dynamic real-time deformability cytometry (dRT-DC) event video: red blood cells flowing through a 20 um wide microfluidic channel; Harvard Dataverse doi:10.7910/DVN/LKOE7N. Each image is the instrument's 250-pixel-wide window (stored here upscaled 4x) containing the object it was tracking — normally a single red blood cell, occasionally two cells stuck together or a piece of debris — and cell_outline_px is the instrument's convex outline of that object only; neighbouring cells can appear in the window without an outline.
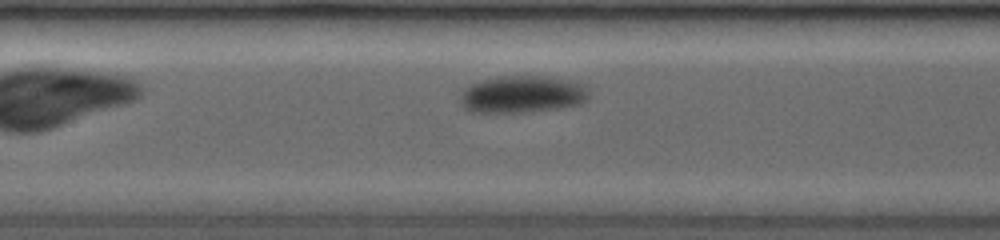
{"species": "common noctule bat (a hibernating species)", "species_latin": "Nyctalus noctula", "temperature_condition": "room temperature", "stored_images_in_passage": 9, "camera_frame_rate_fps": 3500, "um_per_image_px": 0.085, "animal": {"sex": "female", "body_mass_g": 19.0, "forearm_length_mm": 53.3}, "frame": {"image": 1, "passage_image": 8, "time_ms": 3.143, "image_size_px": [1000, 240], "cell_outline_px": [[584, 96], [580, 100], [572, 104], [552, 108], [520, 112], [480, 112], [464, 108], [464, 88], [472, 84], [496, 76], [544, 76], [564, 80], [580, 84], [584, 88]], "centroid_in_image_um": [44.28, 7.99], "position_along_channel_um": 163.1, "area_um2": 26.13}}